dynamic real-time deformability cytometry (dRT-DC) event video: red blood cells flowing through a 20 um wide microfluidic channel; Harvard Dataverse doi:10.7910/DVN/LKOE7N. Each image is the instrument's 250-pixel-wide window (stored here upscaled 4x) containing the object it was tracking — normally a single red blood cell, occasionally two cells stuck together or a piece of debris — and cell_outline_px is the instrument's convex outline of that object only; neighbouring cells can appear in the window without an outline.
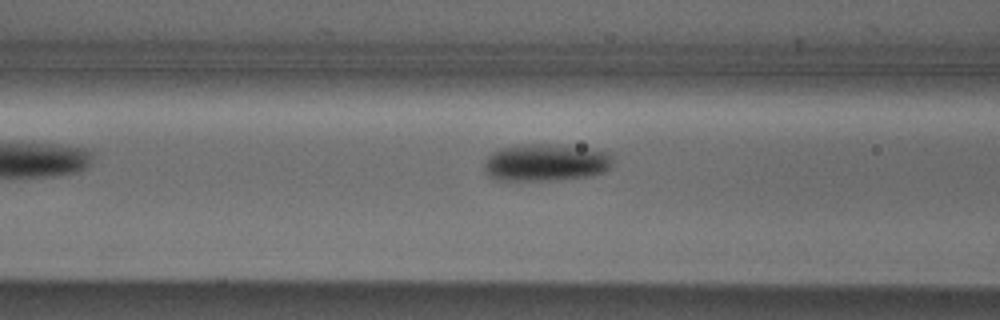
{"species": "Egyptian fruit bat (a non-hibernating species)", "species_latin": "Rousettus aegyptiacus", "temperature_condition": "cold", "stored_images_in_passage": 4, "camera_frame_rate_fps": 3000, "um_per_image_px": 0.085, "animal": {"sex": "male"}, "frame": {"image": 1, "passage_image": 3, "time_ms": 0.667, "image_size_px": [1000, 320], "cell_outline_px": [[612, 164], [604, 172], [592, 176], [556, 180], [496, 180], [488, 176], [484, 172], [484, 160], [492, 152], [500, 148], [516, 144], [556, 144], [588, 148], [608, 152], [612, 156]], "centroid_in_image_um": [46.36, 13.81], "position_along_channel_um": 120.2, "area_um2": 28.38}}
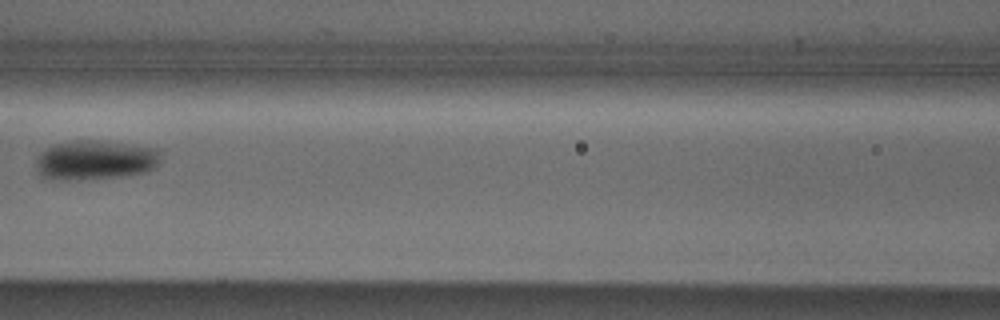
{"frame": {"image": 2, "passage_image": 4, "time_ms": 1.0, "image_size_px": [1000, 320], "cell_outline_px": [[160, 164], [148, 172], [124, 176], [76, 180], [44, 180], [36, 172], [36, 160], [40, 152], [52, 144], [76, 140], [96, 140], [160, 148]], "centroid_in_image_um": [8.07, 13.62], "position_along_channel_um": 158.5, "area_um2": 29.48}}